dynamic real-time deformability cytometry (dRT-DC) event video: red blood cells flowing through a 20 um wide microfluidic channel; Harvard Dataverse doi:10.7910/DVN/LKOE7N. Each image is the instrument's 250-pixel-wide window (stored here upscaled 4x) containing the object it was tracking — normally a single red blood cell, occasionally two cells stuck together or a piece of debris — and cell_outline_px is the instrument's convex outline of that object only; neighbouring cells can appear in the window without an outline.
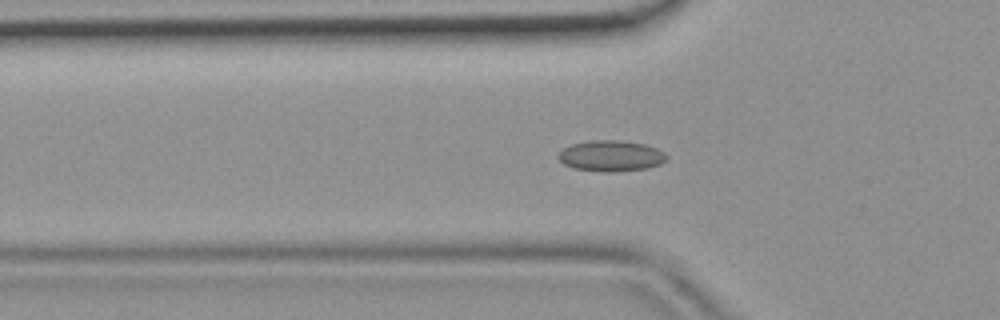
{"species": "common noctule bat (a hibernating species)", "species_latin": "Nyctalus noctula", "temperature_condition": "room temperature", "stored_images_in_passage": 46, "camera_frame_rate_fps": 3000, "um_per_image_px": 0.085, "animal": {"sex": "female", "body_mass_g": 19.9}, "frame": {"image": 1, "passage_image": 15, "time_ms": 4.667, "image_size_px": [1000, 320], "cell_outline_px": [[668, 156], [660, 164], [648, 168], [616, 172], [604, 172], [572, 168], [564, 164], [556, 156], [564, 148], [572, 144], [592, 140], [616, 140], [644, 144], [656, 148], [664, 152]], "centroid_in_image_um": [51.92, 13.26], "position_along_channel_um": 73.9, "area_um2": 19.48}}
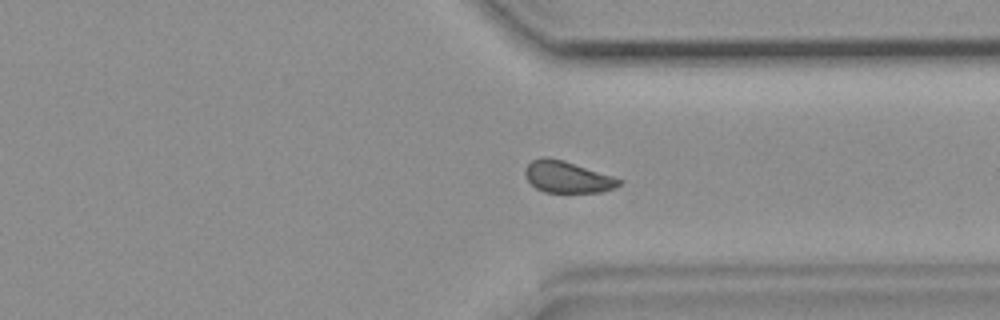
{"frame": {"image": 2, "passage_image": 35, "time_ms": 11.333, "image_size_px": [1000, 320], "cell_outline_px": [[624, 180], [616, 188], [600, 192], [544, 192], [536, 188], [528, 180], [524, 172], [528, 164], [532, 160], [540, 156], [544, 156], [564, 160]], "centroid_in_image_um": [48.22, 15.04], "position_along_channel_um": 363.2, "area_um2": 17.28}}
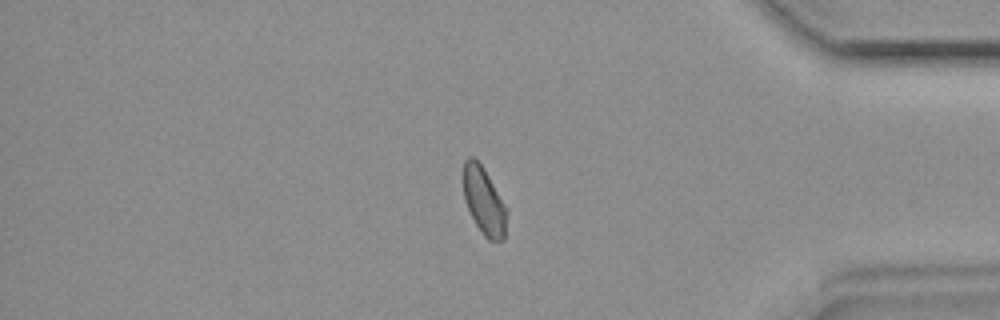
{"frame": {"image": 3, "passage_image": 39, "time_ms": 12.667, "image_size_px": [1000, 320], "cell_outline_px": [[508, 212], [504, 240], [488, 240], [484, 236], [476, 224], [464, 200], [464, 160], [468, 156], [472, 156], [484, 168], [508, 208]], "centroid_in_image_um": [41.17, 17.09], "position_along_channel_um": 394.0, "area_um2": 17.11}}